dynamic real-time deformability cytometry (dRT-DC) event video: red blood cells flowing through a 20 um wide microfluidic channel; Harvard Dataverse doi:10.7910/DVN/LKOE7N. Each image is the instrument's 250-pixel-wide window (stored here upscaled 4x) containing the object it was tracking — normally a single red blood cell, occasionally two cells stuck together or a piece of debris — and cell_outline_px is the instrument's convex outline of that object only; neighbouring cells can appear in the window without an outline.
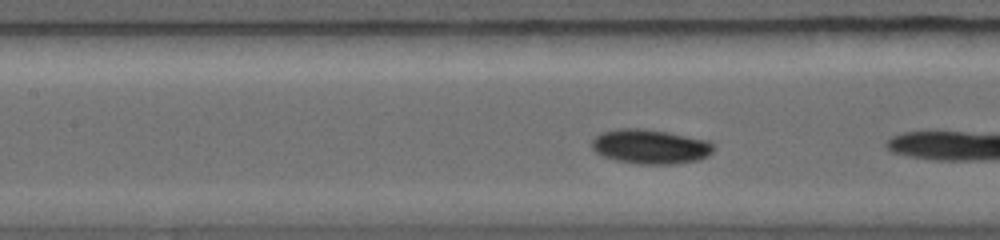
{"species": "common noctule bat (a hibernating species)", "species_latin": "Nyctalus noctula", "temperature_condition": "warm", "stored_images_in_passage": 28, "camera_frame_rate_fps": 5000, "um_per_image_px": 0.085, "animal": {"sex": "female", "body_mass_g": 19.0, "forearm_length_mm": 56.7}, "frame": {"image": 1, "passage_image": 9, "time_ms": 2.2, "image_size_px": [1000, 240], "cell_outline_px": [[716, 148], [708, 156], [700, 160], [676, 164], [636, 164], [616, 160], [604, 156], [596, 152], [592, 148], [592, 140], [600, 132], [616, 128], [644, 128], [668, 132], [708, 140]], "centroid_in_image_um": [55.29, 12.45], "position_along_channel_um": 152.1, "area_um2": 24.8}}
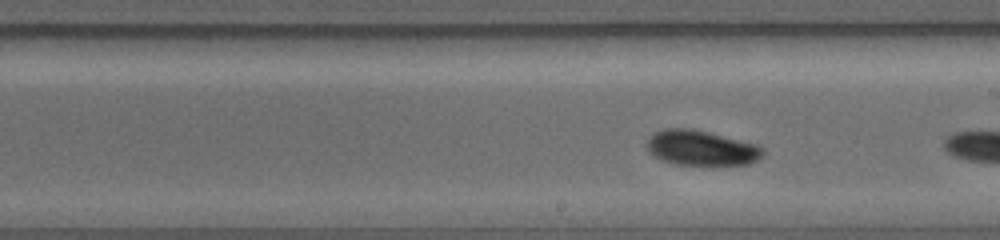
{"frame": {"image": 2, "passage_image": 16, "time_ms": 3.8, "image_size_px": [1000, 240], "cell_outline_px": [[764, 156], [748, 164], [676, 164], [664, 160], [648, 152], [648, 140], [656, 132], [668, 128], [692, 128], [756, 144], [764, 148]], "centroid_in_image_um": [59.65, 12.57], "position_along_channel_um": 229.4, "area_um2": 23.24}}
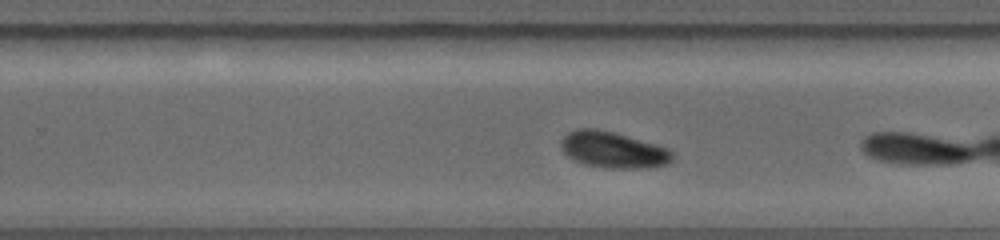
{"frame": {"image": 3, "passage_image": 20, "time_ms": 4.8, "image_size_px": [1000, 240], "cell_outline_px": [[672, 160], [668, 164], [644, 168], [604, 168], [584, 164], [572, 160], [560, 148], [560, 140], [568, 132], [580, 128], [596, 128], [612, 132], [656, 144], [668, 148], [672, 152]], "centroid_in_image_um": [52.08, 12.74], "position_along_channel_um": 277.7, "area_um2": 23.58}}